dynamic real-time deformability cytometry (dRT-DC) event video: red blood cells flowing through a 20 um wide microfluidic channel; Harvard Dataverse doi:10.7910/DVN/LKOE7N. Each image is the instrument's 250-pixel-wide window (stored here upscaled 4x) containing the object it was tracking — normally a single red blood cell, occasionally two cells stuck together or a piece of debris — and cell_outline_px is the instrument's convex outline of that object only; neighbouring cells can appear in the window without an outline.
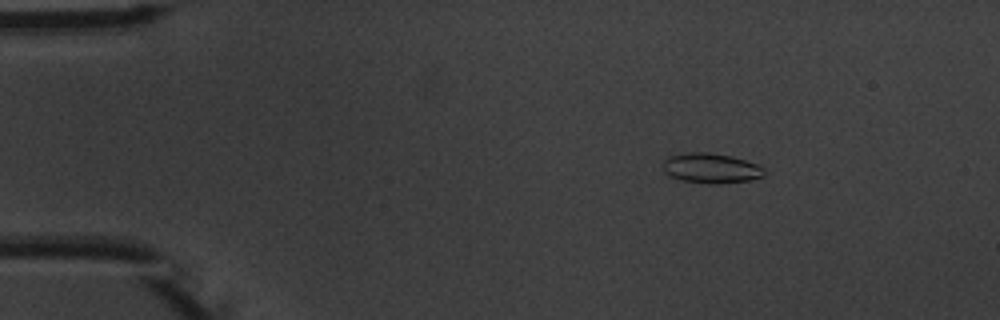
{"species": "common noctule bat (a hibernating species)", "species_latin": "Nyctalus noctula", "temperature_condition": "warm", "stored_images_in_passage": 5, "segment_of_instrument_passage": [1, 2], "camera_frame_rate_fps": 3000, "um_per_image_px": 0.085, "animal": {"sex": "male", "body_mass_g": 20.1, "forearm_length_mm": 53.5}, "frame": {"image": 1, "passage_image": 2, "time_ms": 1.0, "image_size_px": [1000, 320], "cell_outline_px": [[764, 176], [748, 180], [720, 184], [708, 184], [680, 180], [668, 176], [664, 172], [664, 160], [668, 156], [688, 152], [708, 152], [732, 156], [756, 164], [764, 168]], "centroid_in_image_um": [60.4, 14.3], "position_along_channel_um": 24.6, "area_um2": 17.8}}